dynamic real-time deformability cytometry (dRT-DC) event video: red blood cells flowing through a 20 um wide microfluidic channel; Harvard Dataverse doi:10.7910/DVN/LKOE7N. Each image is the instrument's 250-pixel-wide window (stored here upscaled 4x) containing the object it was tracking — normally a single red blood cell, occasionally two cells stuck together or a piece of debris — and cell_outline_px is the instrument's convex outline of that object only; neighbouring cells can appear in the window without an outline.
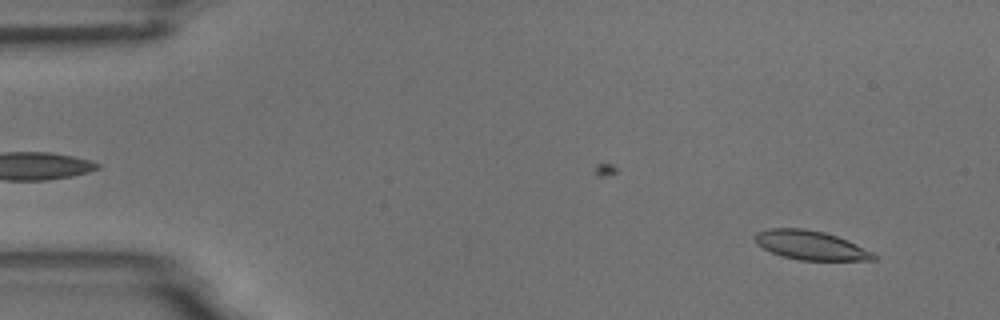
{"species": "common noctule bat (a hibernating species)", "species_latin": "Nyctalus noctula", "temperature_condition": "room temperature", "stored_images_in_passage": 51, "camera_frame_rate_fps": 3000, "um_per_image_px": 0.085, "animal": {"sex": "male", "body_mass_g": 18.8}, "frame": {"image": 1, "passage_image": 4, "time_ms": 1.0, "image_size_px": [1000, 320], "cell_outline_px": [[880, 256], [876, 260], [800, 260], [780, 256], [756, 244], [756, 232], [772, 228], [804, 228], [824, 232], [848, 240]], "centroid_in_image_um": [68.93, 20.85], "position_along_channel_um": 16.1, "area_um2": 20.06}}
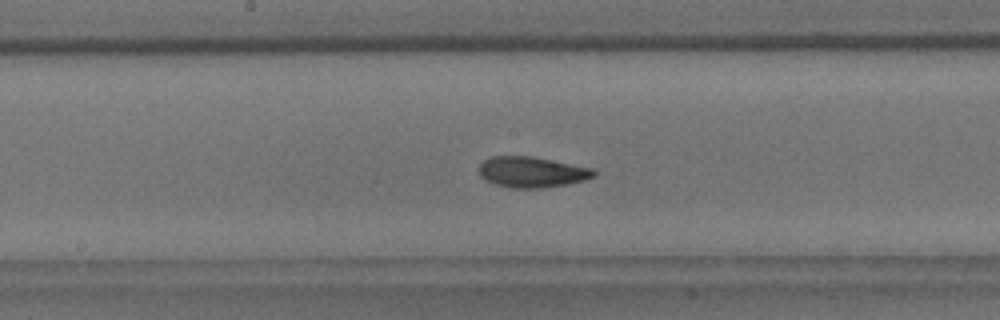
{"frame": {"image": 2, "passage_image": 28, "time_ms": 9.0, "image_size_px": [1000, 320], "cell_outline_px": [[596, 176], [584, 180], [564, 184], [540, 188], [508, 188], [484, 180], [480, 176], [480, 164], [484, 160], [492, 156], [532, 156], [596, 168]], "centroid_in_image_um": [45.23, 14.62], "position_along_channel_um": 203.0, "area_um2": 20.69}}
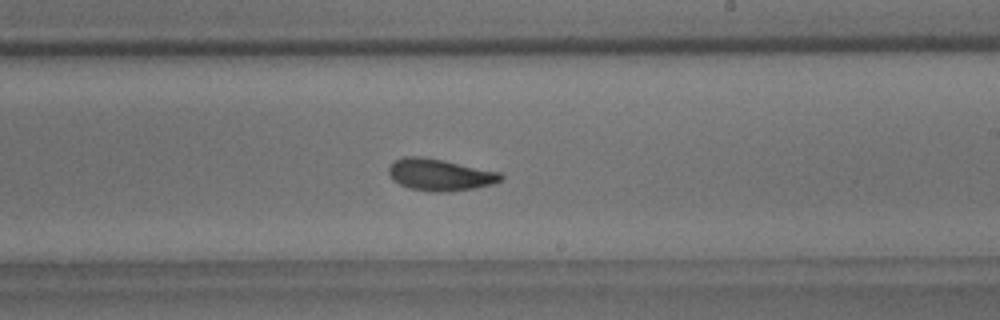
{"frame": {"image": 3, "passage_image": 32, "time_ms": 10.333, "image_size_px": [1000, 320], "cell_outline_px": [[504, 180], [496, 184], [476, 188], [448, 192], [432, 192], [408, 188], [400, 184], [388, 172], [388, 168], [396, 160], [404, 156], [420, 156], [444, 160], [500, 172], [504, 176]], "centroid_in_image_um": [37.47, 14.86], "position_along_channel_um": 251.5, "area_um2": 20.92}, "authors_computed_cell_mechanics": {"area_um2": 20.23, "velocity_mm_per_s": 3.6583, "shape_relaxation_time_tau1_ms": 5.6785, "shape_relaxation_time_tau2_ms": 2.3868, "deformation_change_tau1": 0.1419, "deformation_change_tau2": 0.0833}}